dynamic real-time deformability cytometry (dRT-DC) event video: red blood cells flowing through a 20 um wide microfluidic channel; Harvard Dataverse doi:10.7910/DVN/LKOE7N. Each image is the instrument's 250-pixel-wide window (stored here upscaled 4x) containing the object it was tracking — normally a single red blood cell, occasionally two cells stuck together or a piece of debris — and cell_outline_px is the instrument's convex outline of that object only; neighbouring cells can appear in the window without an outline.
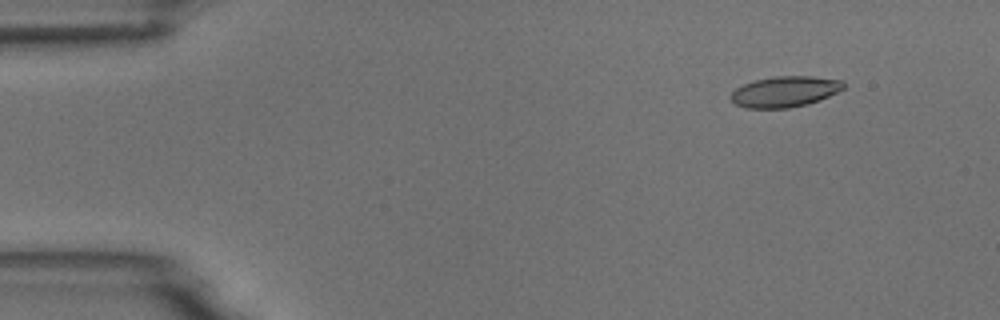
{"species": "common noctule bat (a hibernating species)", "species_latin": "Nyctalus noctula", "temperature_condition": "room temperature", "stored_images_in_passage": 4, "camera_frame_rate_fps": 3000, "um_per_image_px": 0.085, "animal": {"sex": "male", "body_mass_g": 18.8}, "frame": {"image": 1, "passage_image": 2, "time_ms": 1.333, "image_size_px": [1000, 320], "cell_outline_px": [[844, 88], [820, 100], [808, 104], [788, 108], [744, 108], [736, 104], [728, 96], [736, 88], [744, 84], [756, 80], [776, 76], [812, 76], [844, 80]], "centroid_in_image_um": [66.71, 7.79], "position_along_channel_um": 18.3, "area_um2": 20.23}}